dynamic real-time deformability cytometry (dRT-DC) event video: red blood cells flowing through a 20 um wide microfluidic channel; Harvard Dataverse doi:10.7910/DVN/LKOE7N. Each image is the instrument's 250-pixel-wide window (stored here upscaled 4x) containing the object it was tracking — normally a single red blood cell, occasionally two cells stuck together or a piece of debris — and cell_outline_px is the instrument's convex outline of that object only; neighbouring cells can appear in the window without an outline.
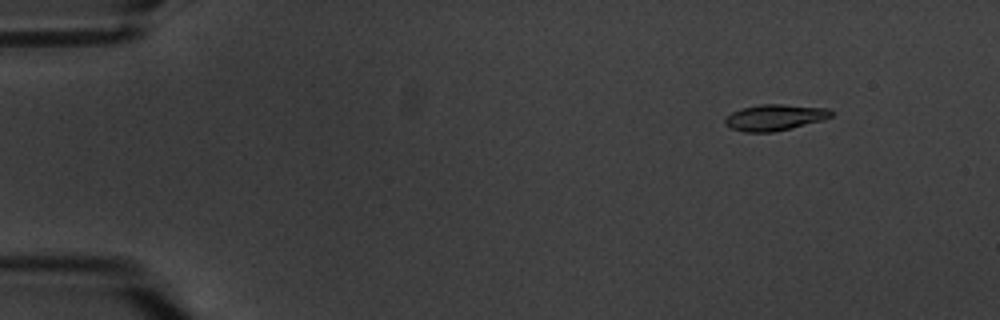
{"species": "common noctule bat (a hibernating species)", "species_latin": "Nyctalus noctula", "temperature_condition": "warm", "stored_images_in_passage": 5, "camera_frame_rate_fps": 3000, "um_per_image_px": 0.085, "animal": {"sex": "male", "body_mass_g": 20.1, "forearm_length_mm": 53.5}, "frame": {"image": 1, "passage_image": 2, "time_ms": 1.0, "image_size_px": [1000, 320], "cell_outline_px": [[832, 116], [824, 120], [772, 132], [744, 132], [732, 128], [724, 124], [724, 120], [732, 112], [744, 108], [760, 104], [784, 104], [828, 108], [832, 112]], "centroid_in_image_um": [65.87, 9.98], "position_along_channel_um": 19.1, "area_um2": 16.01}}
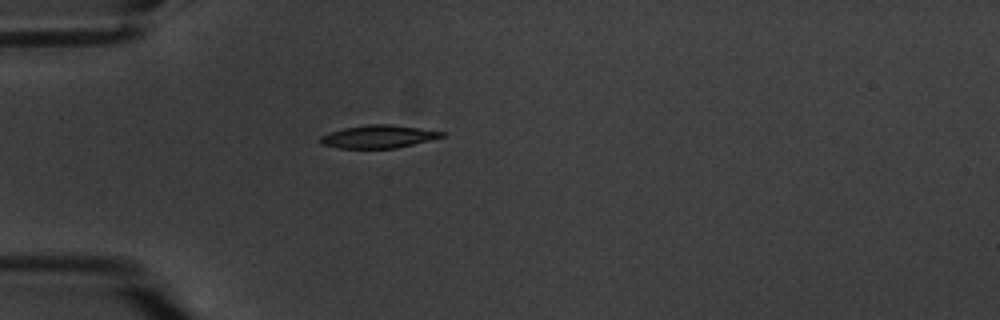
{"frame": {"image": 2, "passage_image": 5, "time_ms": 4.667, "image_size_px": [1000, 320], "cell_outline_px": [[444, 136], [396, 148], [336, 148], [320, 144], [320, 136], [328, 132], [344, 128], [368, 124], [392, 124], [444, 132]], "centroid_in_image_um": [32.08, 11.61], "position_along_channel_um": 52.9, "area_um2": 16.07}}